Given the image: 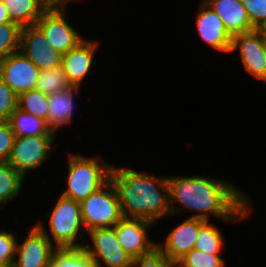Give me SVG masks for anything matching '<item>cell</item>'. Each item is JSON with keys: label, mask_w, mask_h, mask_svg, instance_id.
<instances>
[{"label": "cell", "mask_w": 266, "mask_h": 267, "mask_svg": "<svg viewBox=\"0 0 266 267\" xmlns=\"http://www.w3.org/2000/svg\"><path fill=\"white\" fill-rule=\"evenodd\" d=\"M86 233L105 227H114L123 218L116 188L111 180L80 202Z\"/></svg>", "instance_id": "5b68a950"}, {"label": "cell", "mask_w": 266, "mask_h": 267, "mask_svg": "<svg viewBox=\"0 0 266 267\" xmlns=\"http://www.w3.org/2000/svg\"><path fill=\"white\" fill-rule=\"evenodd\" d=\"M69 87H71V84L68 82L61 66L49 70H40L36 83L37 90L49 96Z\"/></svg>", "instance_id": "d4e9b609"}, {"label": "cell", "mask_w": 266, "mask_h": 267, "mask_svg": "<svg viewBox=\"0 0 266 267\" xmlns=\"http://www.w3.org/2000/svg\"><path fill=\"white\" fill-rule=\"evenodd\" d=\"M86 235H89L92 245L87 242L83 248L99 267H131L132 258L118 242L115 226L96 228Z\"/></svg>", "instance_id": "ba28073f"}, {"label": "cell", "mask_w": 266, "mask_h": 267, "mask_svg": "<svg viewBox=\"0 0 266 267\" xmlns=\"http://www.w3.org/2000/svg\"><path fill=\"white\" fill-rule=\"evenodd\" d=\"M18 237L15 232L0 230V264L13 266Z\"/></svg>", "instance_id": "83f0119b"}, {"label": "cell", "mask_w": 266, "mask_h": 267, "mask_svg": "<svg viewBox=\"0 0 266 267\" xmlns=\"http://www.w3.org/2000/svg\"><path fill=\"white\" fill-rule=\"evenodd\" d=\"M21 29L14 22L0 24V60L20 51Z\"/></svg>", "instance_id": "484cf974"}, {"label": "cell", "mask_w": 266, "mask_h": 267, "mask_svg": "<svg viewBox=\"0 0 266 267\" xmlns=\"http://www.w3.org/2000/svg\"><path fill=\"white\" fill-rule=\"evenodd\" d=\"M220 229L210 221H206L199 229L197 241L195 242L194 249L212 255L222 254L224 249L225 237L222 235Z\"/></svg>", "instance_id": "7402d4cb"}, {"label": "cell", "mask_w": 266, "mask_h": 267, "mask_svg": "<svg viewBox=\"0 0 266 267\" xmlns=\"http://www.w3.org/2000/svg\"><path fill=\"white\" fill-rule=\"evenodd\" d=\"M47 217L49 219V232L45 229L46 226L41 219L37 220L36 225L57 249L84 247V240L87 239L84 238L86 230L82 221L79 202L60 195Z\"/></svg>", "instance_id": "3957f363"}, {"label": "cell", "mask_w": 266, "mask_h": 267, "mask_svg": "<svg viewBox=\"0 0 266 267\" xmlns=\"http://www.w3.org/2000/svg\"><path fill=\"white\" fill-rule=\"evenodd\" d=\"M0 267H11V266H5V265L0 264Z\"/></svg>", "instance_id": "8d00e7d4"}, {"label": "cell", "mask_w": 266, "mask_h": 267, "mask_svg": "<svg viewBox=\"0 0 266 267\" xmlns=\"http://www.w3.org/2000/svg\"><path fill=\"white\" fill-rule=\"evenodd\" d=\"M11 18L9 16V13L6 9V7L4 6V3L2 0H0V24L3 23H11Z\"/></svg>", "instance_id": "836d02e7"}, {"label": "cell", "mask_w": 266, "mask_h": 267, "mask_svg": "<svg viewBox=\"0 0 266 267\" xmlns=\"http://www.w3.org/2000/svg\"><path fill=\"white\" fill-rule=\"evenodd\" d=\"M254 29L266 26V0H241Z\"/></svg>", "instance_id": "f1b7e54d"}, {"label": "cell", "mask_w": 266, "mask_h": 267, "mask_svg": "<svg viewBox=\"0 0 266 267\" xmlns=\"http://www.w3.org/2000/svg\"><path fill=\"white\" fill-rule=\"evenodd\" d=\"M198 7L195 23L202 41L216 51L230 53L232 36L222 19L203 0Z\"/></svg>", "instance_id": "2e32d148"}, {"label": "cell", "mask_w": 266, "mask_h": 267, "mask_svg": "<svg viewBox=\"0 0 266 267\" xmlns=\"http://www.w3.org/2000/svg\"><path fill=\"white\" fill-rule=\"evenodd\" d=\"M99 41L88 40L81 41L73 49L63 54L61 67L71 86L81 87L84 80L92 70L94 55L98 51Z\"/></svg>", "instance_id": "9a60e30c"}, {"label": "cell", "mask_w": 266, "mask_h": 267, "mask_svg": "<svg viewBox=\"0 0 266 267\" xmlns=\"http://www.w3.org/2000/svg\"><path fill=\"white\" fill-rule=\"evenodd\" d=\"M15 133L8 121H0V162H7L10 158Z\"/></svg>", "instance_id": "1f68e13d"}, {"label": "cell", "mask_w": 266, "mask_h": 267, "mask_svg": "<svg viewBox=\"0 0 266 267\" xmlns=\"http://www.w3.org/2000/svg\"><path fill=\"white\" fill-rule=\"evenodd\" d=\"M18 95L5 83L0 84V121H8L17 109Z\"/></svg>", "instance_id": "f546056e"}, {"label": "cell", "mask_w": 266, "mask_h": 267, "mask_svg": "<svg viewBox=\"0 0 266 267\" xmlns=\"http://www.w3.org/2000/svg\"><path fill=\"white\" fill-rule=\"evenodd\" d=\"M8 122L15 136H37L42 134H56L45 120L17 108L10 116Z\"/></svg>", "instance_id": "ffe728a7"}, {"label": "cell", "mask_w": 266, "mask_h": 267, "mask_svg": "<svg viewBox=\"0 0 266 267\" xmlns=\"http://www.w3.org/2000/svg\"><path fill=\"white\" fill-rule=\"evenodd\" d=\"M3 82V77H2V71H1V68H0V84Z\"/></svg>", "instance_id": "d590c367"}, {"label": "cell", "mask_w": 266, "mask_h": 267, "mask_svg": "<svg viewBox=\"0 0 266 267\" xmlns=\"http://www.w3.org/2000/svg\"><path fill=\"white\" fill-rule=\"evenodd\" d=\"M110 180L118 193L122 216L156 223L171 216L167 177L154 176L129 167L112 164Z\"/></svg>", "instance_id": "7a4b0ae2"}, {"label": "cell", "mask_w": 266, "mask_h": 267, "mask_svg": "<svg viewBox=\"0 0 266 267\" xmlns=\"http://www.w3.org/2000/svg\"><path fill=\"white\" fill-rule=\"evenodd\" d=\"M49 96L34 89L18 95L17 108L47 122Z\"/></svg>", "instance_id": "cb8c5ba5"}, {"label": "cell", "mask_w": 266, "mask_h": 267, "mask_svg": "<svg viewBox=\"0 0 266 267\" xmlns=\"http://www.w3.org/2000/svg\"><path fill=\"white\" fill-rule=\"evenodd\" d=\"M3 82L17 95L36 89L39 68L21 51L0 60Z\"/></svg>", "instance_id": "4fadbf2b"}, {"label": "cell", "mask_w": 266, "mask_h": 267, "mask_svg": "<svg viewBox=\"0 0 266 267\" xmlns=\"http://www.w3.org/2000/svg\"><path fill=\"white\" fill-rule=\"evenodd\" d=\"M167 179L171 216L187 209V212H194L189 218L210 221L212 215L233 224L245 221L253 214L250 197L226 180L206 175L167 176Z\"/></svg>", "instance_id": "6da1fadb"}, {"label": "cell", "mask_w": 266, "mask_h": 267, "mask_svg": "<svg viewBox=\"0 0 266 267\" xmlns=\"http://www.w3.org/2000/svg\"><path fill=\"white\" fill-rule=\"evenodd\" d=\"M262 41H263L264 51L266 52V31L264 29H262Z\"/></svg>", "instance_id": "e575fe53"}, {"label": "cell", "mask_w": 266, "mask_h": 267, "mask_svg": "<svg viewBox=\"0 0 266 267\" xmlns=\"http://www.w3.org/2000/svg\"><path fill=\"white\" fill-rule=\"evenodd\" d=\"M20 51L39 70H49L61 66L63 55L53 49L43 32L36 25L21 29Z\"/></svg>", "instance_id": "7c38bea8"}, {"label": "cell", "mask_w": 266, "mask_h": 267, "mask_svg": "<svg viewBox=\"0 0 266 267\" xmlns=\"http://www.w3.org/2000/svg\"><path fill=\"white\" fill-rule=\"evenodd\" d=\"M68 4L57 8H48L36 26L43 32L48 43L62 55L77 46L85 38L68 20ZM67 17V18H66Z\"/></svg>", "instance_id": "52a82bcc"}, {"label": "cell", "mask_w": 266, "mask_h": 267, "mask_svg": "<svg viewBox=\"0 0 266 267\" xmlns=\"http://www.w3.org/2000/svg\"><path fill=\"white\" fill-rule=\"evenodd\" d=\"M57 134H42L37 136L15 137L9 160L18 172L24 177L29 171L40 169L44 166Z\"/></svg>", "instance_id": "8992f818"}, {"label": "cell", "mask_w": 266, "mask_h": 267, "mask_svg": "<svg viewBox=\"0 0 266 267\" xmlns=\"http://www.w3.org/2000/svg\"><path fill=\"white\" fill-rule=\"evenodd\" d=\"M81 87L71 86L68 89L53 93L48 98V127L57 133V131L66 125L72 124L75 105V96L79 93Z\"/></svg>", "instance_id": "ac0fdd59"}, {"label": "cell", "mask_w": 266, "mask_h": 267, "mask_svg": "<svg viewBox=\"0 0 266 267\" xmlns=\"http://www.w3.org/2000/svg\"><path fill=\"white\" fill-rule=\"evenodd\" d=\"M40 1L43 2L48 8H57L77 0H40Z\"/></svg>", "instance_id": "d6a6232c"}, {"label": "cell", "mask_w": 266, "mask_h": 267, "mask_svg": "<svg viewBox=\"0 0 266 267\" xmlns=\"http://www.w3.org/2000/svg\"><path fill=\"white\" fill-rule=\"evenodd\" d=\"M223 21L233 37L254 30L241 0H203Z\"/></svg>", "instance_id": "e0dca14e"}, {"label": "cell", "mask_w": 266, "mask_h": 267, "mask_svg": "<svg viewBox=\"0 0 266 267\" xmlns=\"http://www.w3.org/2000/svg\"><path fill=\"white\" fill-rule=\"evenodd\" d=\"M67 157V186L61 195L80 203L110 180L112 165L104 161L99 153L84 156L68 152Z\"/></svg>", "instance_id": "277c9868"}, {"label": "cell", "mask_w": 266, "mask_h": 267, "mask_svg": "<svg viewBox=\"0 0 266 267\" xmlns=\"http://www.w3.org/2000/svg\"><path fill=\"white\" fill-rule=\"evenodd\" d=\"M225 263L220 255L207 254L193 248L175 263V267H226Z\"/></svg>", "instance_id": "4316f807"}, {"label": "cell", "mask_w": 266, "mask_h": 267, "mask_svg": "<svg viewBox=\"0 0 266 267\" xmlns=\"http://www.w3.org/2000/svg\"><path fill=\"white\" fill-rule=\"evenodd\" d=\"M153 224L142 218L123 217L115 226L118 242L131 258L148 254L157 247V242L150 240L148 235Z\"/></svg>", "instance_id": "8fae6325"}, {"label": "cell", "mask_w": 266, "mask_h": 267, "mask_svg": "<svg viewBox=\"0 0 266 267\" xmlns=\"http://www.w3.org/2000/svg\"><path fill=\"white\" fill-rule=\"evenodd\" d=\"M52 267H99L84 248L56 249Z\"/></svg>", "instance_id": "603a6c76"}, {"label": "cell", "mask_w": 266, "mask_h": 267, "mask_svg": "<svg viewBox=\"0 0 266 267\" xmlns=\"http://www.w3.org/2000/svg\"><path fill=\"white\" fill-rule=\"evenodd\" d=\"M131 267H175L157 247L150 253L132 258Z\"/></svg>", "instance_id": "4dcf8cb0"}, {"label": "cell", "mask_w": 266, "mask_h": 267, "mask_svg": "<svg viewBox=\"0 0 266 267\" xmlns=\"http://www.w3.org/2000/svg\"><path fill=\"white\" fill-rule=\"evenodd\" d=\"M22 242L17 241L12 267H52L53 254L57 249L35 224Z\"/></svg>", "instance_id": "9c48e42d"}, {"label": "cell", "mask_w": 266, "mask_h": 267, "mask_svg": "<svg viewBox=\"0 0 266 267\" xmlns=\"http://www.w3.org/2000/svg\"><path fill=\"white\" fill-rule=\"evenodd\" d=\"M11 21L21 28L35 25L48 7L40 0H2Z\"/></svg>", "instance_id": "d6986e66"}, {"label": "cell", "mask_w": 266, "mask_h": 267, "mask_svg": "<svg viewBox=\"0 0 266 267\" xmlns=\"http://www.w3.org/2000/svg\"><path fill=\"white\" fill-rule=\"evenodd\" d=\"M25 177L8 162H0V210L4 204L18 198Z\"/></svg>", "instance_id": "44dd1931"}, {"label": "cell", "mask_w": 266, "mask_h": 267, "mask_svg": "<svg viewBox=\"0 0 266 267\" xmlns=\"http://www.w3.org/2000/svg\"><path fill=\"white\" fill-rule=\"evenodd\" d=\"M205 220L186 217L166 234L164 241L157 243V248L173 263L189 253L197 241L199 229Z\"/></svg>", "instance_id": "5bb4252c"}, {"label": "cell", "mask_w": 266, "mask_h": 267, "mask_svg": "<svg viewBox=\"0 0 266 267\" xmlns=\"http://www.w3.org/2000/svg\"><path fill=\"white\" fill-rule=\"evenodd\" d=\"M235 50H238L239 60L245 71L266 83V52L263 47L262 29L234 35L230 52Z\"/></svg>", "instance_id": "30bf717a"}]
</instances>
